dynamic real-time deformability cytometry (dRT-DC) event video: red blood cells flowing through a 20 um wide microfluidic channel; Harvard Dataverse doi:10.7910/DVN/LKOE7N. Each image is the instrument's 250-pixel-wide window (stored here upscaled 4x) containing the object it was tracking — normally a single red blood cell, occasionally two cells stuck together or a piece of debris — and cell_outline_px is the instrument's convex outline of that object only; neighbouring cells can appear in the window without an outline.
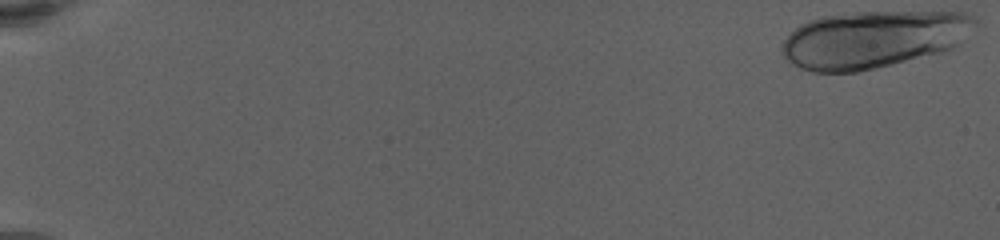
{"species": "human", "species_latin": "Homo sapiens", "temperature_condition": "warm", "stored_images_in_passage": 34, "camera_frame_rate_fps": 3000, "um_per_image_px": 0.085, "donor": {"sex": "female"}, "frame": {"image": 1, "passage_image": 1, "time_ms": 0.0, "image_size_px": [1000, 240], "cell_outline_px": [[976, 24], [960, 44], [952, 48], [940, 52], [892, 64], [856, 72], [812, 72], [800, 68], [792, 64], [784, 56], [780, 48], [780, 44], [800, 24], [808, 20], [824, 16], [856, 12], [964, 12], [972, 16], [976, 20]], "centroid_in_image_um": [74.2, 3.34], "position_along_channel_um": 10.8, "area_um2": 64.27}}
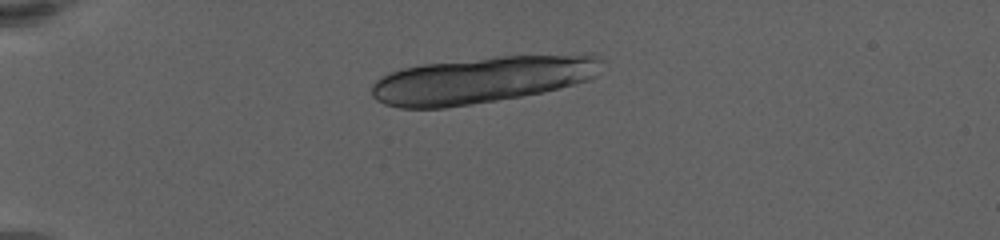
{"frame": {"image": 2, "passage_image": 33, "time_ms": 5.333, "image_size_px": [1000, 240], "cell_outline_px": [[600, 60], [596, 76], [588, 80], [544, 92], [472, 104], [444, 108], [400, 108], [384, 104], [376, 100], [372, 96], [372, 84], [380, 76], [404, 68], [424, 64], [496, 56], [596, 56]], "centroid_in_image_um": [40.84, 6.81], "position_along_channel_um": 44.2, "area_um2": 61.56}}